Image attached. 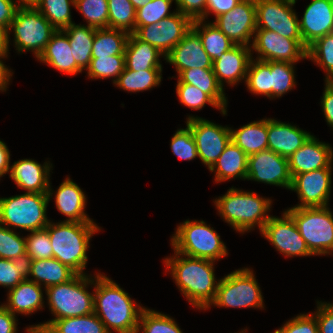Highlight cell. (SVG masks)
I'll list each match as a JSON object with an SVG mask.
<instances>
[{
	"label": "cell",
	"mask_w": 333,
	"mask_h": 333,
	"mask_svg": "<svg viewBox=\"0 0 333 333\" xmlns=\"http://www.w3.org/2000/svg\"><path fill=\"white\" fill-rule=\"evenodd\" d=\"M234 45L248 46L256 27L255 0H241L231 11L212 22Z\"/></svg>",
	"instance_id": "cell-15"
},
{
	"label": "cell",
	"mask_w": 333,
	"mask_h": 333,
	"mask_svg": "<svg viewBox=\"0 0 333 333\" xmlns=\"http://www.w3.org/2000/svg\"><path fill=\"white\" fill-rule=\"evenodd\" d=\"M176 93L181 104L188 106L194 110H200L206 103L220 109V107L199 88L187 83H177Z\"/></svg>",
	"instance_id": "cell-49"
},
{
	"label": "cell",
	"mask_w": 333,
	"mask_h": 333,
	"mask_svg": "<svg viewBox=\"0 0 333 333\" xmlns=\"http://www.w3.org/2000/svg\"><path fill=\"white\" fill-rule=\"evenodd\" d=\"M245 82L249 91L271 98L270 61L251 59Z\"/></svg>",
	"instance_id": "cell-40"
},
{
	"label": "cell",
	"mask_w": 333,
	"mask_h": 333,
	"mask_svg": "<svg viewBox=\"0 0 333 333\" xmlns=\"http://www.w3.org/2000/svg\"><path fill=\"white\" fill-rule=\"evenodd\" d=\"M174 253L175 255L166 258L164 263L171 270L178 288L192 306L208 309L215 298L219 283L214 273L215 261L189 256L184 258L185 255L175 251Z\"/></svg>",
	"instance_id": "cell-2"
},
{
	"label": "cell",
	"mask_w": 333,
	"mask_h": 333,
	"mask_svg": "<svg viewBox=\"0 0 333 333\" xmlns=\"http://www.w3.org/2000/svg\"><path fill=\"white\" fill-rule=\"evenodd\" d=\"M42 333H109L95 313L63 318L53 322Z\"/></svg>",
	"instance_id": "cell-36"
},
{
	"label": "cell",
	"mask_w": 333,
	"mask_h": 333,
	"mask_svg": "<svg viewBox=\"0 0 333 333\" xmlns=\"http://www.w3.org/2000/svg\"><path fill=\"white\" fill-rule=\"evenodd\" d=\"M178 75L186 69H212V60L203 48L199 34L191 28L184 38L164 57Z\"/></svg>",
	"instance_id": "cell-19"
},
{
	"label": "cell",
	"mask_w": 333,
	"mask_h": 333,
	"mask_svg": "<svg viewBox=\"0 0 333 333\" xmlns=\"http://www.w3.org/2000/svg\"><path fill=\"white\" fill-rule=\"evenodd\" d=\"M26 239V260L53 258V248L46 228L32 231Z\"/></svg>",
	"instance_id": "cell-47"
},
{
	"label": "cell",
	"mask_w": 333,
	"mask_h": 333,
	"mask_svg": "<svg viewBox=\"0 0 333 333\" xmlns=\"http://www.w3.org/2000/svg\"><path fill=\"white\" fill-rule=\"evenodd\" d=\"M296 0H255L256 27L297 40L306 50L300 33L299 19L292 10Z\"/></svg>",
	"instance_id": "cell-11"
},
{
	"label": "cell",
	"mask_w": 333,
	"mask_h": 333,
	"mask_svg": "<svg viewBox=\"0 0 333 333\" xmlns=\"http://www.w3.org/2000/svg\"><path fill=\"white\" fill-rule=\"evenodd\" d=\"M332 167L321 168L310 172L297 174L292 178L290 190L298 194L301 203L294 207H324L328 206L331 190Z\"/></svg>",
	"instance_id": "cell-18"
},
{
	"label": "cell",
	"mask_w": 333,
	"mask_h": 333,
	"mask_svg": "<svg viewBox=\"0 0 333 333\" xmlns=\"http://www.w3.org/2000/svg\"><path fill=\"white\" fill-rule=\"evenodd\" d=\"M20 6L14 0H0V26L8 29Z\"/></svg>",
	"instance_id": "cell-55"
},
{
	"label": "cell",
	"mask_w": 333,
	"mask_h": 333,
	"mask_svg": "<svg viewBox=\"0 0 333 333\" xmlns=\"http://www.w3.org/2000/svg\"><path fill=\"white\" fill-rule=\"evenodd\" d=\"M259 60L296 63L307 59V50L295 39L283 37L276 32L256 29L252 46Z\"/></svg>",
	"instance_id": "cell-14"
},
{
	"label": "cell",
	"mask_w": 333,
	"mask_h": 333,
	"mask_svg": "<svg viewBox=\"0 0 333 333\" xmlns=\"http://www.w3.org/2000/svg\"><path fill=\"white\" fill-rule=\"evenodd\" d=\"M86 195L80 187L69 178L59 186L55 194V203L58 211L68 217V222H93L85 214Z\"/></svg>",
	"instance_id": "cell-27"
},
{
	"label": "cell",
	"mask_w": 333,
	"mask_h": 333,
	"mask_svg": "<svg viewBox=\"0 0 333 333\" xmlns=\"http://www.w3.org/2000/svg\"><path fill=\"white\" fill-rule=\"evenodd\" d=\"M178 77V83H187L199 88L220 107L223 115L227 114V97L224 89L218 84L213 69L190 68L182 71Z\"/></svg>",
	"instance_id": "cell-31"
},
{
	"label": "cell",
	"mask_w": 333,
	"mask_h": 333,
	"mask_svg": "<svg viewBox=\"0 0 333 333\" xmlns=\"http://www.w3.org/2000/svg\"><path fill=\"white\" fill-rule=\"evenodd\" d=\"M271 98L280 97L295 86L293 63L270 61Z\"/></svg>",
	"instance_id": "cell-43"
},
{
	"label": "cell",
	"mask_w": 333,
	"mask_h": 333,
	"mask_svg": "<svg viewBox=\"0 0 333 333\" xmlns=\"http://www.w3.org/2000/svg\"><path fill=\"white\" fill-rule=\"evenodd\" d=\"M52 192L49 183L48 194L26 192L9 198H0V224L30 232L44 229L49 223L46 208Z\"/></svg>",
	"instance_id": "cell-6"
},
{
	"label": "cell",
	"mask_w": 333,
	"mask_h": 333,
	"mask_svg": "<svg viewBox=\"0 0 333 333\" xmlns=\"http://www.w3.org/2000/svg\"><path fill=\"white\" fill-rule=\"evenodd\" d=\"M246 179L290 190L292 178L288 159L268 149L252 154L248 156Z\"/></svg>",
	"instance_id": "cell-17"
},
{
	"label": "cell",
	"mask_w": 333,
	"mask_h": 333,
	"mask_svg": "<svg viewBox=\"0 0 333 333\" xmlns=\"http://www.w3.org/2000/svg\"><path fill=\"white\" fill-rule=\"evenodd\" d=\"M95 280L85 274H77L70 281L48 287V305L55 318L46 323L27 328L28 333H42L53 320L85 316L94 313V293L86 289L88 284H94Z\"/></svg>",
	"instance_id": "cell-4"
},
{
	"label": "cell",
	"mask_w": 333,
	"mask_h": 333,
	"mask_svg": "<svg viewBox=\"0 0 333 333\" xmlns=\"http://www.w3.org/2000/svg\"><path fill=\"white\" fill-rule=\"evenodd\" d=\"M251 59L252 53L249 46L235 45L229 51L223 52L220 59L212 63L218 84L223 88V80L229 85H235L241 79H246Z\"/></svg>",
	"instance_id": "cell-22"
},
{
	"label": "cell",
	"mask_w": 333,
	"mask_h": 333,
	"mask_svg": "<svg viewBox=\"0 0 333 333\" xmlns=\"http://www.w3.org/2000/svg\"><path fill=\"white\" fill-rule=\"evenodd\" d=\"M333 151L329 144L311 135L288 159L291 178L297 174L332 167Z\"/></svg>",
	"instance_id": "cell-21"
},
{
	"label": "cell",
	"mask_w": 333,
	"mask_h": 333,
	"mask_svg": "<svg viewBox=\"0 0 333 333\" xmlns=\"http://www.w3.org/2000/svg\"><path fill=\"white\" fill-rule=\"evenodd\" d=\"M286 212L293 218L309 251L314 255L333 251V215L329 207H292Z\"/></svg>",
	"instance_id": "cell-8"
},
{
	"label": "cell",
	"mask_w": 333,
	"mask_h": 333,
	"mask_svg": "<svg viewBox=\"0 0 333 333\" xmlns=\"http://www.w3.org/2000/svg\"><path fill=\"white\" fill-rule=\"evenodd\" d=\"M15 317L3 304L0 305V333H16Z\"/></svg>",
	"instance_id": "cell-58"
},
{
	"label": "cell",
	"mask_w": 333,
	"mask_h": 333,
	"mask_svg": "<svg viewBox=\"0 0 333 333\" xmlns=\"http://www.w3.org/2000/svg\"><path fill=\"white\" fill-rule=\"evenodd\" d=\"M130 2L133 4L135 10L147 5L151 0H130Z\"/></svg>",
	"instance_id": "cell-62"
},
{
	"label": "cell",
	"mask_w": 333,
	"mask_h": 333,
	"mask_svg": "<svg viewBox=\"0 0 333 333\" xmlns=\"http://www.w3.org/2000/svg\"><path fill=\"white\" fill-rule=\"evenodd\" d=\"M53 248V257L77 274H85L89 240L100 228L94 222L63 221L45 227Z\"/></svg>",
	"instance_id": "cell-3"
},
{
	"label": "cell",
	"mask_w": 333,
	"mask_h": 333,
	"mask_svg": "<svg viewBox=\"0 0 333 333\" xmlns=\"http://www.w3.org/2000/svg\"><path fill=\"white\" fill-rule=\"evenodd\" d=\"M10 152L6 144L0 140V177L10 172Z\"/></svg>",
	"instance_id": "cell-59"
},
{
	"label": "cell",
	"mask_w": 333,
	"mask_h": 333,
	"mask_svg": "<svg viewBox=\"0 0 333 333\" xmlns=\"http://www.w3.org/2000/svg\"><path fill=\"white\" fill-rule=\"evenodd\" d=\"M299 28L307 48L317 39L333 33V0H312L299 21Z\"/></svg>",
	"instance_id": "cell-20"
},
{
	"label": "cell",
	"mask_w": 333,
	"mask_h": 333,
	"mask_svg": "<svg viewBox=\"0 0 333 333\" xmlns=\"http://www.w3.org/2000/svg\"><path fill=\"white\" fill-rule=\"evenodd\" d=\"M210 305L233 308H264L261 289L250 268L238 269L220 279Z\"/></svg>",
	"instance_id": "cell-10"
},
{
	"label": "cell",
	"mask_w": 333,
	"mask_h": 333,
	"mask_svg": "<svg viewBox=\"0 0 333 333\" xmlns=\"http://www.w3.org/2000/svg\"><path fill=\"white\" fill-rule=\"evenodd\" d=\"M241 0H207L205 18L209 12L214 13L215 17L231 11Z\"/></svg>",
	"instance_id": "cell-56"
},
{
	"label": "cell",
	"mask_w": 333,
	"mask_h": 333,
	"mask_svg": "<svg viewBox=\"0 0 333 333\" xmlns=\"http://www.w3.org/2000/svg\"><path fill=\"white\" fill-rule=\"evenodd\" d=\"M175 0H151L147 5L136 10V29L140 26L159 23L171 16L169 8Z\"/></svg>",
	"instance_id": "cell-48"
},
{
	"label": "cell",
	"mask_w": 333,
	"mask_h": 333,
	"mask_svg": "<svg viewBox=\"0 0 333 333\" xmlns=\"http://www.w3.org/2000/svg\"><path fill=\"white\" fill-rule=\"evenodd\" d=\"M162 70L133 71L126 67L114 83L117 87L129 91L140 92L159 86L162 78Z\"/></svg>",
	"instance_id": "cell-37"
},
{
	"label": "cell",
	"mask_w": 333,
	"mask_h": 333,
	"mask_svg": "<svg viewBox=\"0 0 333 333\" xmlns=\"http://www.w3.org/2000/svg\"><path fill=\"white\" fill-rule=\"evenodd\" d=\"M125 68V55L92 58L87 68L88 77L106 79L114 77L115 83Z\"/></svg>",
	"instance_id": "cell-42"
},
{
	"label": "cell",
	"mask_w": 333,
	"mask_h": 333,
	"mask_svg": "<svg viewBox=\"0 0 333 333\" xmlns=\"http://www.w3.org/2000/svg\"><path fill=\"white\" fill-rule=\"evenodd\" d=\"M129 33L113 28L95 29L92 58L125 55Z\"/></svg>",
	"instance_id": "cell-34"
},
{
	"label": "cell",
	"mask_w": 333,
	"mask_h": 333,
	"mask_svg": "<svg viewBox=\"0 0 333 333\" xmlns=\"http://www.w3.org/2000/svg\"><path fill=\"white\" fill-rule=\"evenodd\" d=\"M0 258L26 262V239L1 224Z\"/></svg>",
	"instance_id": "cell-45"
},
{
	"label": "cell",
	"mask_w": 333,
	"mask_h": 333,
	"mask_svg": "<svg viewBox=\"0 0 333 333\" xmlns=\"http://www.w3.org/2000/svg\"><path fill=\"white\" fill-rule=\"evenodd\" d=\"M125 67L133 71L162 70L158 49L130 34L125 48Z\"/></svg>",
	"instance_id": "cell-29"
},
{
	"label": "cell",
	"mask_w": 333,
	"mask_h": 333,
	"mask_svg": "<svg viewBox=\"0 0 333 333\" xmlns=\"http://www.w3.org/2000/svg\"><path fill=\"white\" fill-rule=\"evenodd\" d=\"M14 32L15 47L19 52L33 51L38 59L42 54L55 27L33 6L21 5L14 20L7 29V43L9 46V32Z\"/></svg>",
	"instance_id": "cell-9"
},
{
	"label": "cell",
	"mask_w": 333,
	"mask_h": 333,
	"mask_svg": "<svg viewBox=\"0 0 333 333\" xmlns=\"http://www.w3.org/2000/svg\"><path fill=\"white\" fill-rule=\"evenodd\" d=\"M27 278L26 262L0 258V285L9 290Z\"/></svg>",
	"instance_id": "cell-51"
},
{
	"label": "cell",
	"mask_w": 333,
	"mask_h": 333,
	"mask_svg": "<svg viewBox=\"0 0 333 333\" xmlns=\"http://www.w3.org/2000/svg\"><path fill=\"white\" fill-rule=\"evenodd\" d=\"M75 7V0H36L33 6L55 27L63 30L71 25L70 5Z\"/></svg>",
	"instance_id": "cell-38"
},
{
	"label": "cell",
	"mask_w": 333,
	"mask_h": 333,
	"mask_svg": "<svg viewBox=\"0 0 333 333\" xmlns=\"http://www.w3.org/2000/svg\"><path fill=\"white\" fill-rule=\"evenodd\" d=\"M75 8L85 17L88 26L108 28V0H75Z\"/></svg>",
	"instance_id": "cell-46"
},
{
	"label": "cell",
	"mask_w": 333,
	"mask_h": 333,
	"mask_svg": "<svg viewBox=\"0 0 333 333\" xmlns=\"http://www.w3.org/2000/svg\"><path fill=\"white\" fill-rule=\"evenodd\" d=\"M268 150L289 159L311 136L289 123L267 119Z\"/></svg>",
	"instance_id": "cell-23"
},
{
	"label": "cell",
	"mask_w": 333,
	"mask_h": 333,
	"mask_svg": "<svg viewBox=\"0 0 333 333\" xmlns=\"http://www.w3.org/2000/svg\"><path fill=\"white\" fill-rule=\"evenodd\" d=\"M171 244L175 252L194 258L215 261L228 255L220 236L204 221H184L177 226Z\"/></svg>",
	"instance_id": "cell-7"
},
{
	"label": "cell",
	"mask_w": 333,
	"mask_h": 333,
	"mask_svg": "<svg viewBox=\"0 0 333 333\" xmlns=\"http://www.w3.org/2000/svg\"><path fill=\"white\" fill-rule=\"evenodd\" d=\"M271 200L259 197L254 192H245L236 188L215 200V206L225 222L240 233L251 230L255 225L263 230L264 225L270 219L267 216L270 210ZM266 214V215H265Z\"/></svg>",
	"instance_id": "cell-5"
},
{
	"label": "cell",
	"mask_w": 333,
	"mask_h": 333,
	"mask_svg": "<svg viewBox=\"0 0 333 333\" xmlns=\"http://www.w3.org/2000/svg\"><path fill=\"white\" fill-rule=\"evenodd\" d=\"M231 141L247 156L268 149L267 119L251 122L238 130L231 129Z\"/></svg>",
	"instance_id": "cell-32"
},
{
	"label": "cell",
	"mask_w": 333,
	"mask_h": 333,
	"mask_svg": "<svg viewBox=\"0 0 333 333\" xmlns=\"http://www.w3.org/2000/svg\"><path fill=\"white\" fill-rule=\"evenodd\" d=\"M7 29L0 26V56H8Z\"/></svg>",
	"instance_id": "cell-61"
},
{
	"label": "cell",
	"mask_w": 333,
	"mask_h": 333,
	"mask_svg": "<svg viewBox=\"0 0 333 333\" xmlns=\"http://www.w3.org/2000/svg\"><path fill=\"white\" fill-rule=\"evenodd\" d=\"M325 84L321 105L327 123L333 127V87L327 81Z\"/></svg>",
	"instance_id": "cell-57"
},
{
	"label": "cell",
	"mask_w": 333,
	"mask_h": 333,
	"mask_svg": "<svg viewBox=\"0 0 333 333\" xmlns=\"http://www.w3.org/2000/svg\"><path fill=\"white\" fill-rule=\"evenodd\" d=\"M274 333H318V324L313 314H300L286 322Z\"/></svg>",
	"instance_id": "cell-52"
},
{
	"label": "cell",
	"mask_w": 333,
	"mask_h": 333,
	"mask_svg": "<svg viewBox=\"0 0 333 333\" xmlns=\"http://www.w3.org/2000/svg\"><path fill=\"white\" fill-rule=\"evenodd\" d=\"M307 58L316 62L326 71V81L330 79L333 76V33L312 43L307 49Z\"/></svg>",
	"instance_id": "cell-44"
},
{
	"label": "cell",
	"mask_w": 333,
	"mask_h": 333,
	"mask_svg": "<svg viewBox=\"0 0 333 333\" xmlns=\"http://www.w3.org/2000/svg\"><path fill=\"white\" fill-rule=\"evenodd\" d=\"M71 49L66 32L56 30L38 60L70 75L81 73L82 69L76 64Z\"/></svg>",
	"instance_id": "cell-25"
},
{
	"label": "cell",
	"mask_w": 333,
	"mask_h": 333,
	"mask_svg": "<svg viewBox=\"0 0 333 333\" xmlns=\"http://www.w3.org/2000/svg\"><path fill=\"white\" fill-rule=\"evenodd\" d=\"M199 159L210 169L231 141V128L216 125L199 117H188Z\"/></svg>",
	"instance_id": "cell-13"
},
{
	"label": "cell",
	"mask_w": 333,
	"mask_h": 333,
	"mask_svg": "<svg viewBox=\"0 0 333 333\" xmlns=\"http://www.w3.org/2000/svg\"><path fill=\"white\" fill-rule=\"evenodd\" d=\"M95 279L94 313L108 332L112 333L114 329L118 333H137L140 315L145 308L132 301L128 293L107 276L98 273Z\"/></svg>",
	"instance_id": "cell-1"
},
{
	"label": "cell",
	"mask_w": 333,
	"mask_h": 333,
	"mask_svg": "<svg viewBox=\"0 0 333 333\" xmlns=\"http://www.w3.org/2000/svg\"><path fill=\"white\" fill-rule=\"evenodd\" d=\"M264 238L286 257L313 255L293 218L285 211L283 218L271 216L261 231Z\"/></svg>",
	"instance_id": "cell-16"
},
{
	"label": "cell",
	"mask_w": 333,
	"mask_h": 333,
	"mask_svg": "<svg viewBox=\"0 0 333 333\" xmlns=\"http://www.w3.org/2000/svg\"><path fill=\"white\" fill-rule=\"evenodd\" d=\"M192 28L199 34L203 48L212 62L235 46L213 23L203 24V20H195Z\"/></svg>",
	"instance_id": "cell-35"
},
{
	"label": "cell",
	"mask_w": 333,
	"mask_h": 333,
	"mask_svg": "<svg viewBox=\"0 0 333 333\" xmlns=\"http://www.w3.org/2000/svg\"><path fill=\"white\" fill-rule=\"evenodd\" d=\"M51 167L49 162L41 166L34 160L22 159L14 162L10 167V178L19 188L27 190L28 193L48 194Z\"/></svg>",
	"instance_id": "cell-24"
},
{
	"label": "cell",
	"mask_w": 333,
	"mask_h": 333,
	"mask_svg": "<svg viewBox=\"0 0 333 333\" xmlns=\"http://www.w3.org/2000/svg\"><path fill=\"white\" fill-rule=\"evenodd\" d=\"M327 82L333 87V76L328 79Z\"/></svg>",
	"instance_id": "cell-64"
},
{
	"label": "cell",
	"mask_w": 333,
	"mask_h": 333,
	"mask_svg": "<svg viewBox=\"0 0 333 333\" xmlns=\"http://www.w3.org/2000/svg\"><path fill=\"white\" fill-rule=\"evenodd\" d=\"M192 22L189 17L176 11L159 23L138 27L133 34L166 56L192 28Z\"/></svg>",
	"instance_id": "cell-12"
},
{
	"label": "cell",
	"mask_w": 333,
	"mask_h": 333,
	"mask_svg": "<svg viewBox=\"0 0 333 333\" xmlns=\"http://www.w3.org/2000/svg\"><path fill=\"white\" fill-rule=\"evenodd\" d=\"M108 12V28L134 33L136 10L130 0H108Z\"/></svg>",
	"instance_id": "cell-39"
},
{
	"label": "cell",
	"mask_w": 333,
	"mask_h": 333,
	"mask_svg": "<svg viewBox=\"0 0 333 333\" xmlns=\"http://www.w3.org/2000/svg\"><path fill=\"white\" fill-rule=\"evenodd\" d=\"M174 155L182 160H193L198 157L197 147L190 128L178 129L171 139Z\"/></svg>",
	"instance_id": "cell-50"
},
{
	"label": "cell",
	"mask_w": 333,
	"mask_h": 333,
	"mask_svg": "<svg viewBox=\"0 0 333 333\" xmlns=\"http://www.w3.org/2000/svg\"><path fill=\"white\" fill-rule=\"evenodd\" d=\"M20 5H33L36 0H18Z\"/></svg>",
	"instance_id": "cell-63"
},
{
	"label": "cell",
	"mask_w": 333,
	"mask_h": 333,
	"mask_svg": "<svg viewBox=\"0 0 333 333\" xmlns=\"http://www.w3.org/2000/svg\"><path fill=\"white\" fill-rule=\"evenodd\" d=\"M95 29L91 26L75 25L72 23L64 28L72 50V55L76 64L82 69L89 67L92 59V47L95 35Z\"/></svg>",
	"instance_id": "cell-33"
},
{
	"label": "cell",
	"mask_w": 333,
	"mask_h": 333,
	"mask_svg": "<svg viewBox=\"0 0 333 333\" xmlns=\"http://www.w3.org/2000/svg\"><path fill=\"white\" fill-rule=\"evenodd\" d=\"M248 156L234 142L230 141L214 165L209 169L215 173V182L231 178L246 179Z\"/></svg>",
	"instance_id": "cell-30"
},
{
	"label": "cell",
	"mask_w": 333,
	"mask_h": 333,
	"mask_svg": "<svg viewBox=\"0 0 333 333\" xmlns=\"http://www.w3.org/2000/svg\"><path fill=\"white\" fill-rule=\"evenodd\" d=\"M41 285L29 280L27 277L16 287L9 290L8 303L4 306L13 314H31L42 309L43 293Z\"/></svg>",
	"instance_id": "cell-28"
},
{
	"label": "cell",
	"mask_w": 333,
	"mask_h": 333,
	"mask_svg": "<svg viewBox=\"0 0 333 333\" xmlns=\"http://www.w3.org/2000/svg\"><path fill=\"white\" fill-rule=\"evenodd\" d=\"M140 329L142 333H182L173 318L147 308L141 312L137 333Z\"/></svg>",
	"instance_id": "cell-41"
},
{
	"label": "cell",
	"mask_w": 333,
	"mask_h": 333,
	"mask_svg": "<svg viewBox=\"0 0 333 333\" xmlns=\"http://www.w3.org/2000/svg\"><path fill=\"white\" fill-rule=\"evenodd\" d=\"M27 277L31 275L38 285L48 287L63 284L73 279L77 273L58 259L26 260Z\"/></svg>",
	"instance_id": "cell-26"
},
{
	"label": "cell",
	"mask_w": 333,
	"mask_h": 333,
	"mask_svg": "<svg viewBox=\"0 0 333 333\" xmlns=\"http://www.w3.org/2000/svg\"><path fill=\"white\" fill-rule=\"evenodd\" d=\"M177 11L189 17L192 21L205 20L207 0H175Z\"/></svg>",
	"instance_id": "cell-53"
},
{
	"label": "cell",
	"mask_w": 333,
	"mask_h": 333,
	"mask_svg": "<svg viewBox=\"0 0 333 333\" xmlns=\"http://www.w3.org/2000/svg\"><path fill=\"white\" fill-rule=\"evenodd\" d=\"M6 58L7 56H0L1 58ZM12 71L8 69L4 63L0 60V90L1 91H6V87L9 84L8 82L11 79L12 76Z\"/></svg>",
	"instance_id": "cell-60"
},
{
	"label": "cell",
	"mask_w": 333,
	"mask_h": 333,
	"mask_svg": "<svg viewBox=\"0 0 333 333\" xmlns=\"http://www.w3.org/2000/svg\"><path fill=\"white\" fill-rule=\"evenodd\" d=\"M314 315L318 324V333H333V304L318 301Z\"/></svg>",
	"instance_id": "cell-54"
}]
</instances>
